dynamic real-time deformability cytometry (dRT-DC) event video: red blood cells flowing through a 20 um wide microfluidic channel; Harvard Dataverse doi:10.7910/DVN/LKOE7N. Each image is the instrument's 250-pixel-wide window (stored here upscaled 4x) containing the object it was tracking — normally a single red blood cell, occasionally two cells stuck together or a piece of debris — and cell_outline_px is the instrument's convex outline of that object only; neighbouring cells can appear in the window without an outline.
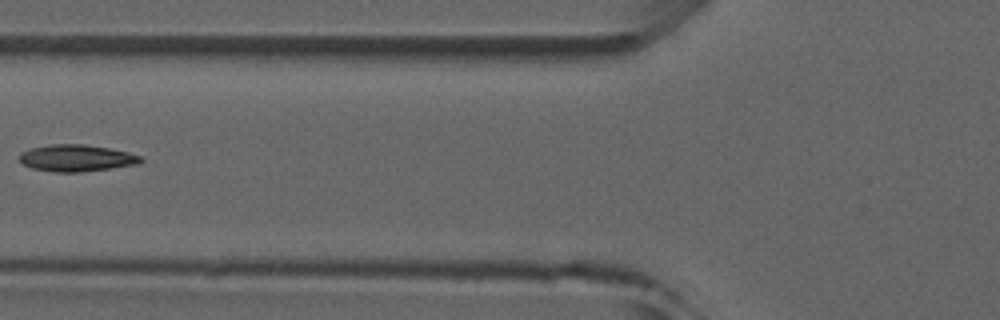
{"species": "common noctule bat (a hibernating species)", "species_latin": "Nyctalus noctula", "temperature_condition": "room temperature", "stored_images_in_passage": 7, "camera_frame_rate_fps": 3000, "um_per_image_px": 0.085, "animal": {"sex": "male", "forearm_length_mm": 52.5}, "frame": {"image": 1, "passage_image": 6, "time_ms": 6.0, "image_size_px": [1000, 320], "cell_outline_px": [[144, 160], [140, 164], [80, 172], [52, 172], [32, 168], [24, 164], [20, 160], [20, 152], [32, 148], [48, 144], [84, 144], [108, 148], [128, 152], [140, 156]], "centroid_in_image_um": [6.51, 13.43], "position_along_channel_um": 119.3, "area_um2": 18.9}}
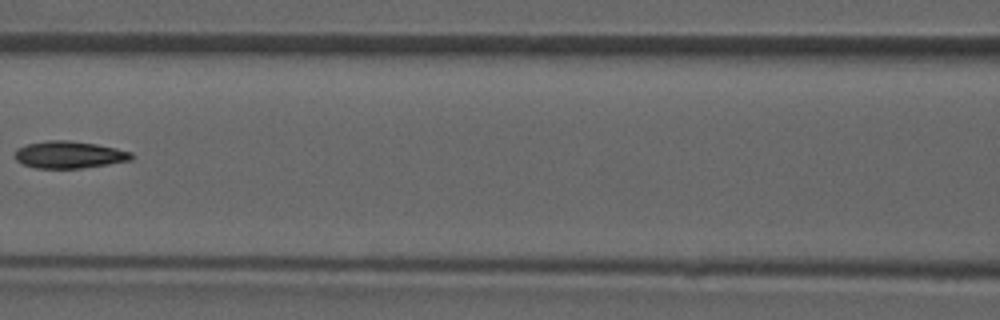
{"frame": {"image": 2, "passage_image": 7, "time_ms": 7.0, "image_size_px": [1000, 320], "cell_outline_px": [[136, 156], [132, 160], [108, 164], [80, 168], [36, 168], [24, 164], [16, 160], [16, 148], [28, 144], [48, 140], [68, 140], [96, 144], [116, 148], [132, 152]], "centroid_in_image_um": [5.92, 13.15], "position_along_channel_um": 160.7, "area_um2": 18.38}}